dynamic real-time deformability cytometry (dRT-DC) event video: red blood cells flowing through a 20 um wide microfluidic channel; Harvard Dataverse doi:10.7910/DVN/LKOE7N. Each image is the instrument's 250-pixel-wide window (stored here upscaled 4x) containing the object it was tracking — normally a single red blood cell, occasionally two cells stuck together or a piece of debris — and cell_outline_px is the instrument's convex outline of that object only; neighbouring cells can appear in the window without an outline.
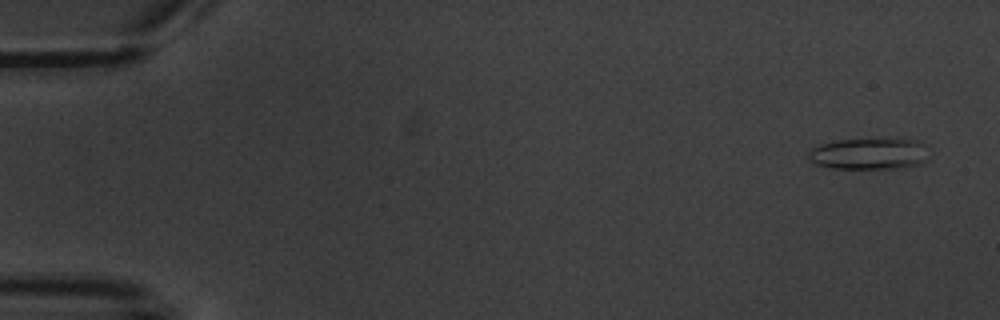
{"species": "common noctule bat (a hibernating species)", "species_latin": "Nyctalus noctula", "temperature_condition": "warm", "stored_images_in_passage": 5, "camera_frame_rate_fps": 3000, "um_per_image_px": 0.085, "animal": {"sex": "male", "body_mass_g": 20.1, "forearm_length_mm": 53.5}, "frame": {"image": 1, "passage_image": 1, "time_ms": 0.0, "image_size_px": [1000, 320], "cell_outline_px": [[928, 160], [920, 164], [904, 168], [828, 168], [816, 164], [808, 160], [808, 152], [812, 148], [820, 144], [836, 140], [896, 136], [916, 140], [924, 144]], "centroid_in_image_um": [73.9, 13.03], "position_along_channel_um": 11.1, "area_um2": 23.0}}